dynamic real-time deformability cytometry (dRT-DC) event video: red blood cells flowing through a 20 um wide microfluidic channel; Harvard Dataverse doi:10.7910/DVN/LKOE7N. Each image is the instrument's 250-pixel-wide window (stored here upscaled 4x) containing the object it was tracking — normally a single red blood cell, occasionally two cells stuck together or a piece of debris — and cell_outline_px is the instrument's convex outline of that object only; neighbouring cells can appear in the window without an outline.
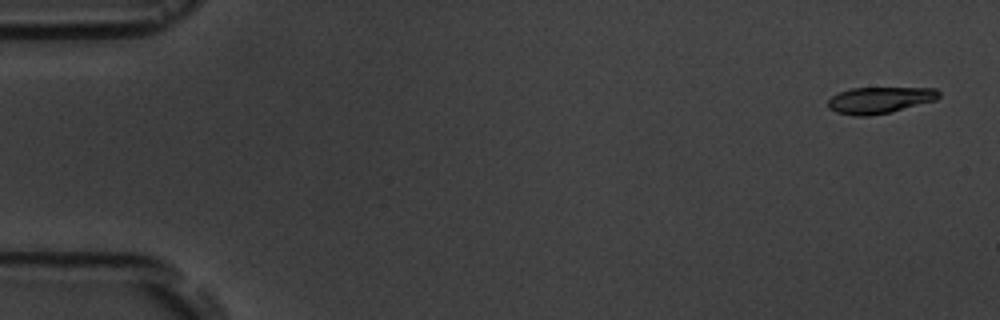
{"species": "common noctule bat (a hibernating species)", "species_latin": "Nyctalus noctula", "temperature_condition": "room temperature", "stored_images_in_passage": 3, "camera_frame_rate_fps": 3000, "um_per_image_px": 0.085, "animal": {"sex": "male", "body_mass_g": 19.5, "forearm_length_mm": 54.6}, "frame": {"image": 1, "passage_image": 1, "time_ms": 0.0, "image_size_px": [1000, 320], "cell_outline_px": [[940, 96], [936, 100], [892, 112], [868, 116], [856, 116], [836, 112], [828, 108], [828, 100], [832, 96], [840, 92], [852, 88], [936, 88], [940, 92]], "centroid_in_image_um": [74.79, 8.51], "position_along_channel_um": 10.2, "area_um2": 17.11}}